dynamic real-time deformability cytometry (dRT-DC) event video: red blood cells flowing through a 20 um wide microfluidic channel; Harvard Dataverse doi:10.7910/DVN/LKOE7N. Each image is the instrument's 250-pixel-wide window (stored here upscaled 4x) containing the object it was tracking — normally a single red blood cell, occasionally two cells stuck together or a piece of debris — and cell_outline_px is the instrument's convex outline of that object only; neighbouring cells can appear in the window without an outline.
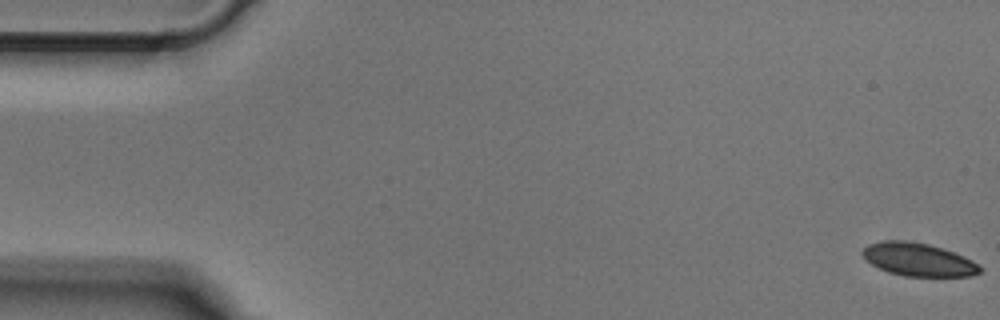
{"species": "Egyptian fruit bat (a non-hibernating species)", "species_latin": "Rousettus aegyptiacus", "temperature_condition": "cold", "stored_images_in_passage": 50, "camera_frame_rate_fps": 3000, "um_per_image_px": 0.085, "animal": {"sex": "male"}, "frame": {"image": 1, "passage_image": 1, "time_ms": 0.0, "image_size_px": [1000, 320], "cell_outline_px": [[984, 268], [980, 272], [972, 276], [904, 276], [888, 272], [864, 260], [860, 252], [868, 244], [884, 240], [904, 240], [928, 244], [964, 256], [972, 260]], "centroid_in_image_um": [78.03, 22.06], "position_along_channel_um": 7.0, "area_um2": 22.66}}
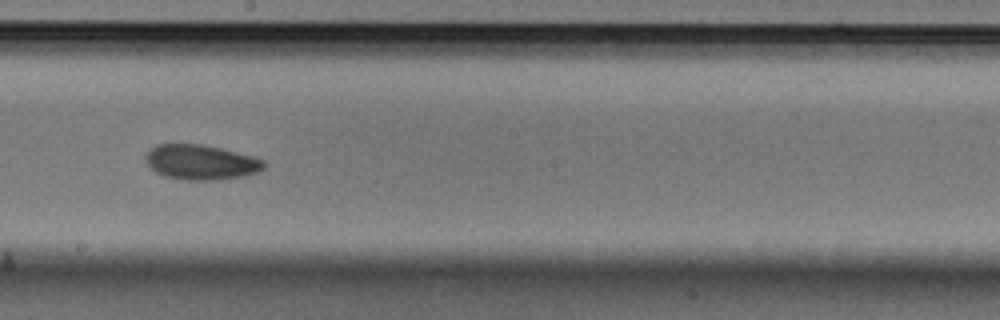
{"frame": {"image": 2, "passage_image": 28, "time_ms": 9.0, "image_size_px": [1000, 320], "cell_outline_px": [[268, 164], [264, 168], [256, 172], [244, 176], [216, 180], [184, 180], [164, 176], [156, 172], [148, 164], [144, 156], [156, 144], [204, 144], [252, 156], [264, 160]], "centroid_in_image_um": [17.09, 13.79], "position_along_channel_um": 231.1, "area_um2": 24.1}}
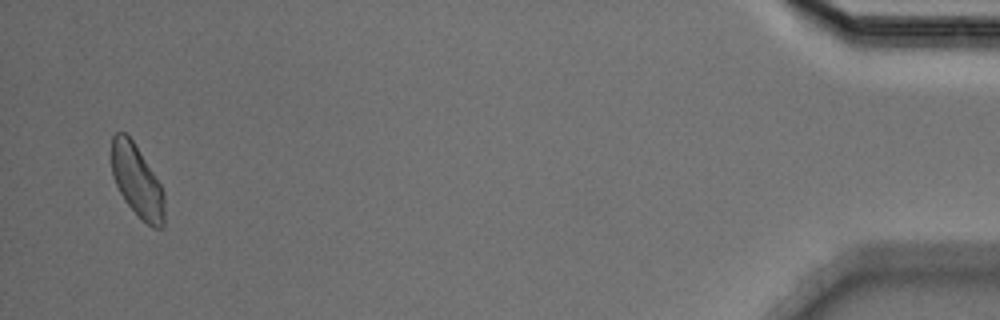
{"frame": {"image": 3, "passage_image": 49, "time_ms": 16.0, "image_size_px": [1000, 320], "cell_outline_px": [[164, 224], [160, 228], [152, 228], [124, 200], [112, 176], [112, 136], [116, 132], [124, 132], [132, 140], [160, 184], [164, 192]], "centroid_in_image_um": [11.65, 15.39], "position_along_channel_um": 423.6, "area_um2": 21.73}}